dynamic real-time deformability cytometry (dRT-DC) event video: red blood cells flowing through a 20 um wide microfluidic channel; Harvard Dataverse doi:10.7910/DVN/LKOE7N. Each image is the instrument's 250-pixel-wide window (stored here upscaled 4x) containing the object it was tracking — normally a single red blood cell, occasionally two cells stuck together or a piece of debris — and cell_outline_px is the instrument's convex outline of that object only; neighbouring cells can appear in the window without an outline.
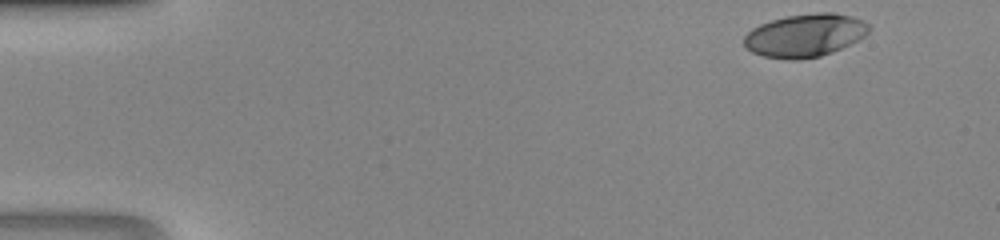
{"species": "human", "species_latin": "Homo sapiens", "temperature_condition": "room temperature", "stored_images_in_passage": 37, "camera_frame_rate_fps": 3000, "um_per_image_px": 0.085, "donor": {"sex": "male"}, "frame": {"image": 1, "passage_image": 1, "time_ms": 0.0, "image_size_px": [1000, 240], "cell_outline_px": [[872, 28], [864, 36], [832, 52], [820, 56], [800, 60], [788, 60], [764, 56], [752, 52], [744, 48], [744, 36], [752, 28], [760, 24], [772, 20], [788, 16], [816, 12], [832, 12], [852, 16], [864, 20]], "centroid_in_image_um": [68.41, 3.01], "position_along_channel_um": 16.6, "area_um2": 31.39}}
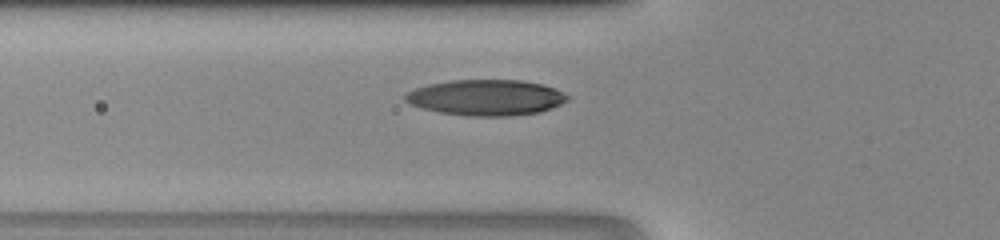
{"frame": {"image": 2, "passage_image": 14, "time_ms": 4.333, "image_size_px": [1000, 240], "cell_outline_px": [[568, 100], [560, 104], [540, 112], [512, 116], [468, 116], [440, 112], [420, 108], [404, 100], [404, 92], [428, 84], [452, 80], [520, 80], [544, 84], [556, 88], [568, 96]], "centroid_in_image_um": [41.3, 8.29], "position_along_channel_um": 84.5, "area_um2": 33.99}}
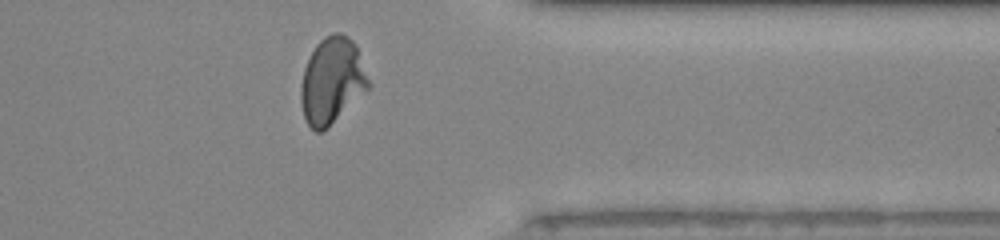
{"frame": {"image": 3, "passage_image": 34, "time_ms": 11.0, "image_size_px": [1000, 240], "cell_outline_px": [[372, 84], [368, 88], [320, 132], [316, 132], [308, 124], [304, 116], [300, 100], [300, 88], [304, 68], [316, 44], [324, 36], [332, 32], [340, 32], [352, 40], [356, 44]], "centroid_in_image_um": [28.21, 6.79], "position_along_channel_um": 383.2, "area_um2": 33.47}}